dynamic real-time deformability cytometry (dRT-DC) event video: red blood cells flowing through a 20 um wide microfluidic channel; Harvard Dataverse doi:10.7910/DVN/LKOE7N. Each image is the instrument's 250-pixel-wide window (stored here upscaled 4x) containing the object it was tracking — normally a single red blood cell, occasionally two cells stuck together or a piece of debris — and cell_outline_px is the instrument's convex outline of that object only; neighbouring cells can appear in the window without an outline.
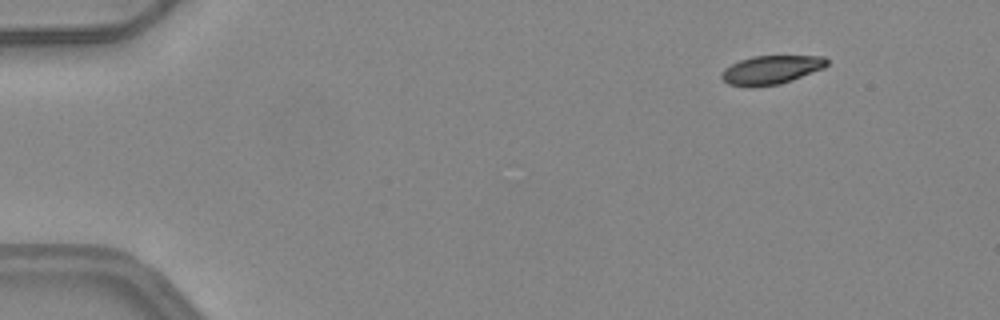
{"species": "common noctule bat (a hibernating species)", "species_latin": "Nyctalus noctula", "temperature_condition": "warm", "stored_images_in_passage": 39, "camera_frame_rate_fps": 3000, "um_per_image_px": 0.085, "animal": {"sex": "female", "body_mass_g": 24.6, "forearm_length_mm": 56.2}, "frame": {"image": 1, "passage_image": 1, "time_ms": 0.0, "image_size_px": [1000, 320], "cell_outline_px": [[828, 64], [824, 68], [792, 80], [780, 84], [752, 88], [748, 88], [728, 84], [720, 76], [720, 72], [724, 68], [740, 60], [752, 56], [824, 56], [828, 60]], "centroid_in_image_um": [65.52, 5.95], "position_along_channel_um": 19.5, "area_um2": 17.86}}
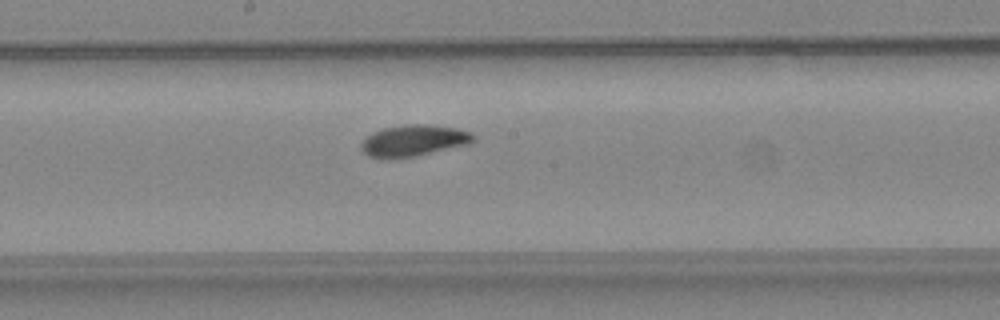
{"frame": {"image": 2, "passage_image": 23, "time_ms": 7.333, "image_size_px": [1000, 320], "cell_outline_px": [[476, 140], [468, 144], [416, 156], [368, 156], [360, 148], [360, 144], [372, 132], [384, 128], [408, 124], [428, 124], [456, 128], [472, 132], [476, 136]], "centroid_in_image_um": [35.23, 11.91], "position_along_channel_um": 213.0, "area_um2": 20.06}}
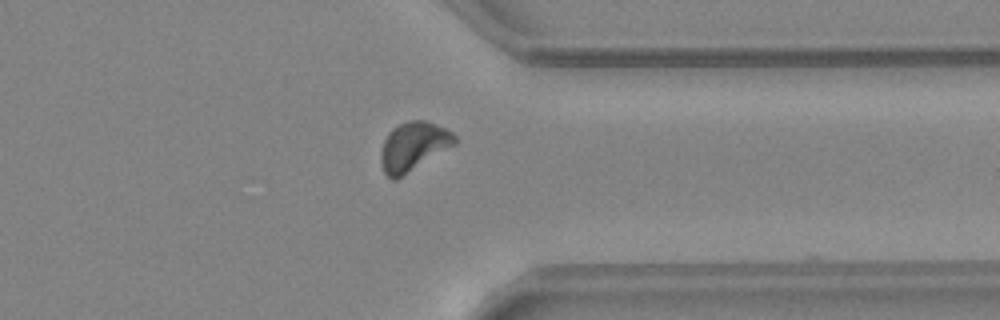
{"frame": {"image": 3, "passage_image": 35, "time_ms": 11.333, "image_size_px": [1000, 320], "cell_outline_px": [[456, 144], [396, 180], [392, 180], [384, 172], [380, 164], [380, 152], [384, 140], [388, 132], [392, 128], [408, 120], [424, 120], [444, 128], [452, 132], [456, 136]], "centroid_in_image_um": [35.11, 12.46], "position_along_channel_um": 376.3, "area_um2": 21.04}, "authors_computed_cell_mechanics": {"area_um2": 19.8832, "velocity_mm_per_s": 4.158, "shape_relaxation_time_tau1_ms": 2.8945, "shape_relaxation_time_tau2_ms": 2.6748, "deformation_change_tau1": 0.1352, "deformation_change_tau2": 0.0819}}